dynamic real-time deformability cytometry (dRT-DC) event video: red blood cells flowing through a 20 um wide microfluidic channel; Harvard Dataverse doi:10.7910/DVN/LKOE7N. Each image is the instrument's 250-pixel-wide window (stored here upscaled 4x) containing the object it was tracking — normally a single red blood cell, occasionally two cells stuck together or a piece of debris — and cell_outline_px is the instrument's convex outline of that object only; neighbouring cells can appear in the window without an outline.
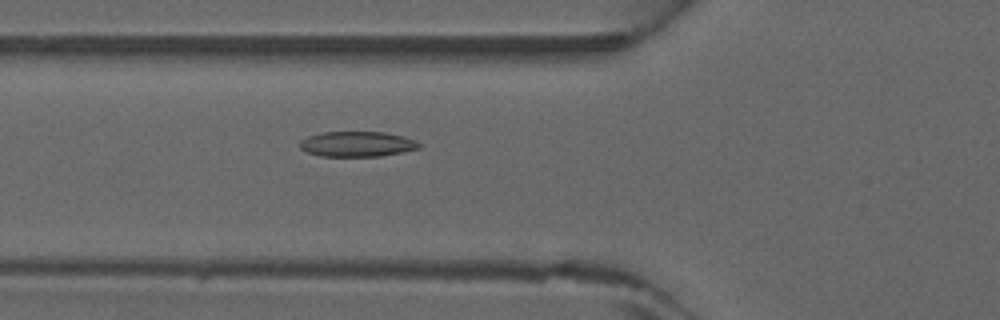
{"species": "common noctule bat (a hibernating species)", "species_latin": "Nyctalus noctula", "temperature_condition": "warm", "stored_images_in_passage": 38, "camera_frame_rate_fps": 3000, "um_per_image_px": 0.085, "animal": {"sex": "male", "forearm_length_mm": 52.5}, "frame": {"image": 1, "passage_image": 13, "time_ms": 4.0, "image_size_px": [1000, 320], "cell_outline_px": [[420, 148], [404, 152], [380, 156], [320, 156], [308, 152], [300, 148], [300, 140], [308, 136], [324, 132], [384, 132], [404, 136], [416, 140], [420, 144]], "centroid_in_image_um": [30.38, 12.24], "position_along_channel_um": 95.4, "area_um2": 17.57}}
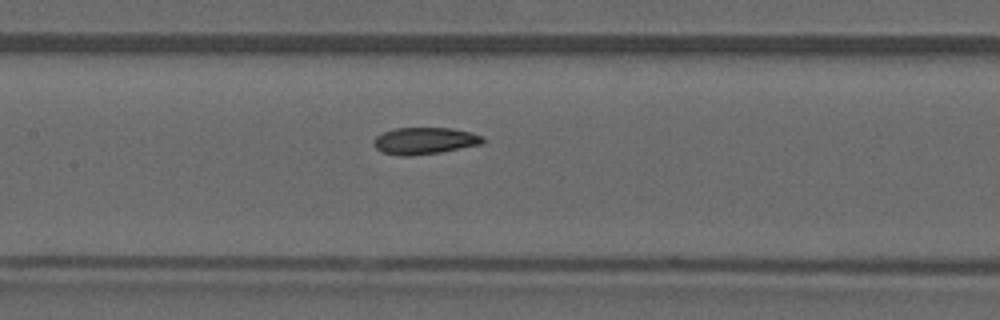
{"frame": {"image": 2, "passage_image": 18, "time_ms": 5.667, "image_size_px": [1000, 320], "cell_outline_px": [[484, 144], [440, 152], [408, 156], [400, 156], [384, 152], [376, 148], [372, 144], [376, 136], [384, 132], [396, 128], [452, 128], [472, 132], [484, 136]], "centroid_in_image_um": [36.13, 11.96], "position_along_channel_um": 171.3, "area_um2": 17.11}}
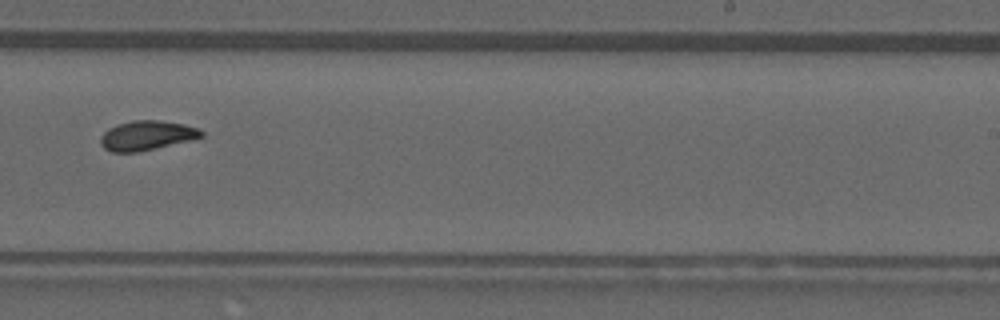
{"frame": {"image": 3, "passage_image": 25, "time_ms": 8.0, "image_size_px": [1000, 320], "cell_outline_px": [[204, 136], [192, 140], [136, 152], [112, 152], [104, 148], [100, 144], [100, 136], [108, 128], [116, 124], [132, 120], [160, 120], [184, 124], [196, 128], [204, 132]], "centroid_in_image_um": [12.45, 11.51], "position_along_channel_um": 276.5, "area_um2": 17.4}}